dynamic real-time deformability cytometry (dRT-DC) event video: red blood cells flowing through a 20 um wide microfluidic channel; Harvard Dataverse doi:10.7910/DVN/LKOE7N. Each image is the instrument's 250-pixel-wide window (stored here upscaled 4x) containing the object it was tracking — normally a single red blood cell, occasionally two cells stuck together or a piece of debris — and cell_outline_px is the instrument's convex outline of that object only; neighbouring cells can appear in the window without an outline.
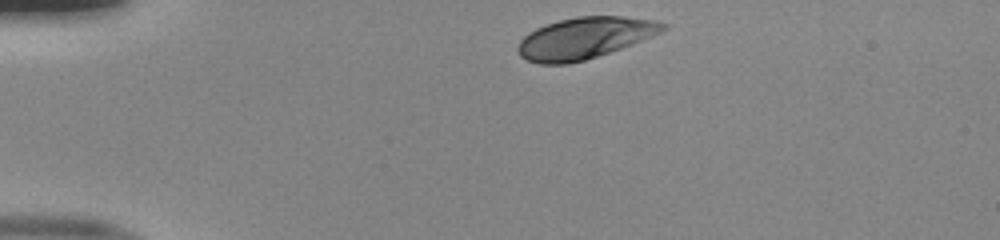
{"species": "human", "species_latin": "Homo sapiens", "temperature_condition": "room temperature", "stored_images_in_passage": 34, "camera_frame_rate_fps": 3000, "um_per_image_px": 0.085, "donor": {"sex": "male"}, "frame": {"image": 1, "passage_image": 1, "time_ms": 0.0, "image_size_px": [1000, 240], "cell_outline_px": [[668, 28], [660, 32], [620, 48], [584, 60], [568, 64], [540, 64], [528, 60], [520, 56], [516, 48], [520, 40], [528, 32], [536, 28], [560, 20], [576, 16], [624, 16], [656, 20], [668, 24]], "centroid_in_image_um": [49.67, 3.22], "position_along_channel_um": 35.3, "area_um2": 34.74}}
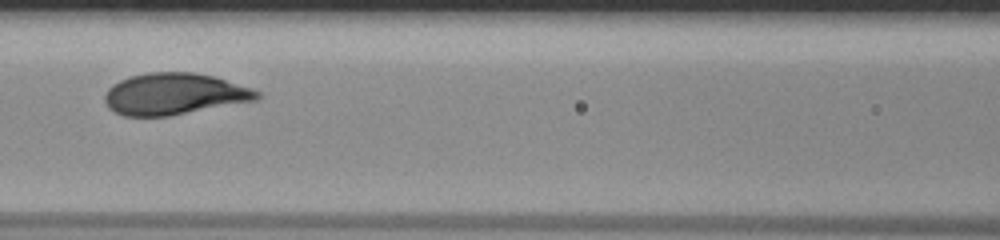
{"frame": {"image": 2, "passage_image": 14, "time_ms": 4.333, "image_size_px": [1000, 240], "cell_outline_px": [[260, 96], [256, 100], [168, 116], [124, 116], [108, 108], [104, 100], [104, 96], [108, 88], [112, 84], [120, 80], [132, 76], [148, 72], [196, 72], [212, 76], [252, 88], [260, 92]], "centroid_in_image_um": [14.78, 7.98], "position_along_channel_um": 151.8, "area_um2": 36.7}}
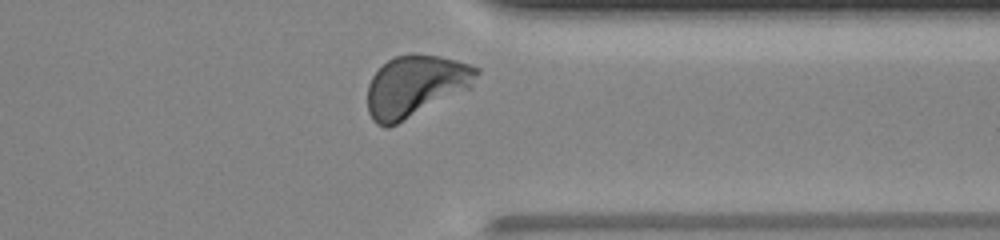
{"frame": {"image": 3, "passage_image": 31, "time_ms": 10.0, "image_size_px": [1000, 240], "cell_outline_px": [[480, 72], [472, 88], [388, 128], [384, 128], [376, 124], [372, 120], [368, 112], [368, 84], [372, 76], [388, 60], [396, 56], [412, 52], [416, 52], [440, 56], [456, 60], [480, 68]], "centroid_in_image_um": [35.34, 7.3], "position_along_channel_um": 376.1, "area_um2": 39.59}, "authors_computed_cell_mechanics": {"area_um2": 36.5007, "velocity_mm_per_s": 3.986, "shape_relaxation_time_tau1_ms": 3.0883, "shape_relaxation_time_tau2_ms": null, "deformation_change_tau1": 0.1507, "deformation_change_tau2": null}}